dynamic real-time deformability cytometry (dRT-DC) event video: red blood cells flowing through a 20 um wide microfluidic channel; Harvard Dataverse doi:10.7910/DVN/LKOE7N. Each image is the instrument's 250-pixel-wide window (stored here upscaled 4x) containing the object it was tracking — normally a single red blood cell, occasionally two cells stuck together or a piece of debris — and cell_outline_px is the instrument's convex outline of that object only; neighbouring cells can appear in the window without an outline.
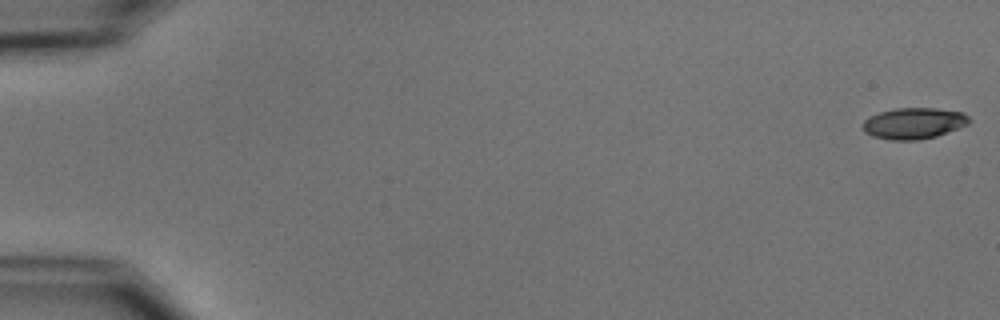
{"species": "common noctule bat (a hibernating species)", "species_latin": "Nyctalus noctula", "temperature_condition": "cold", "stored_images_in_passage": 5, "camera_frame_rate_fps": 3000, "um_per_image_px": 0.085, "animal": {"sex": "male", "body_mass_g": 15.6}, "frame": {"image": 1, "passage_image": 1, "time_ms": 0.0, "image_size_px": [1000, 320], "cell_outline_px": [[972, 120], [968, 124], [936, 136], [920, 140], [892, 140], [872, 136], [864, 132], [864, 120], [868, 116], [880, 112], [896, 108], [936, 108], [964, 112]], "centroid_in_image_um": [77.68, 10.47], "position_along_channel_um": 7.3, "area_um2": 19.36}}